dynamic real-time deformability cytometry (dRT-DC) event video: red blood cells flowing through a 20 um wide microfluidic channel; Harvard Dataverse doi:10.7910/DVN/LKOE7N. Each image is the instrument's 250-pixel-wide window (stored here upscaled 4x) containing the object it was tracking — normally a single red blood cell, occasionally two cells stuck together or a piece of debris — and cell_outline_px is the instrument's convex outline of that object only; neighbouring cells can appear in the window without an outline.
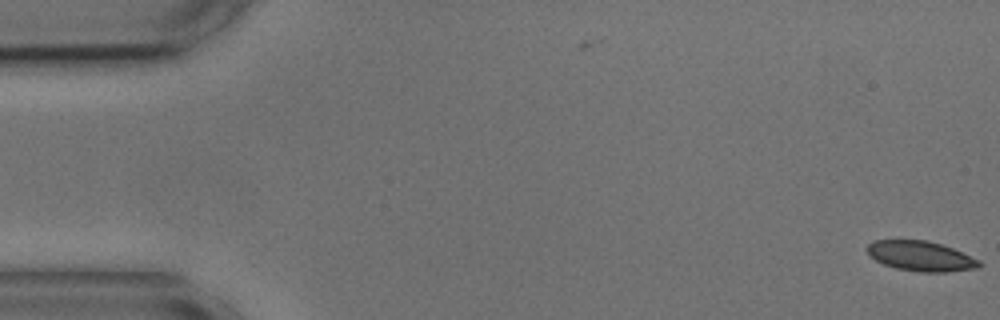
{"species": "common noctule bat (a hibernating species)", "species_latin": "Nyctalus noctula", "temperature_condition": "cold", "stored_images_in_passage": 3, "camera_frame_rate_fps": 3000, "um_per_image_px": 0.085, "animal": {"sex": "male", "body_mass_g": 17.9, "forearm_length_mm": 54.2}, "frame": {"image": 1, "passage_image": 3, "time_ms": 0.667, "image_size_px": [1000, 320], "cell_outline_px": [[984, 264], [976, 268], [948, 272], [920, 272], [896, 268], [884, 264], [876, 260], [864, 248], [872, 240], [928, 240], [952, 248], [980, 260]], "centroid_in_image_um": [78.27, 21.76], "position_along_channel_um": 6.7, "area_um2": 19.59}}